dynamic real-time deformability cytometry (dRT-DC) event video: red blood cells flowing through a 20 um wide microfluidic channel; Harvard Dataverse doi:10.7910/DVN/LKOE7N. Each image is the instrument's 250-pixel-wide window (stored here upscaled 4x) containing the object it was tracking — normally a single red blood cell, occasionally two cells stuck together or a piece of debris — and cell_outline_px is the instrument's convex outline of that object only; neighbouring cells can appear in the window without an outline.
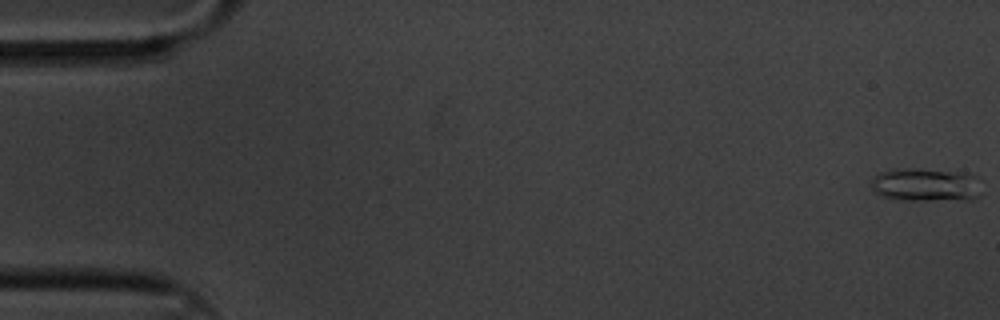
{"species": "common noctule bat (a hibernating species)", "species_latin": "Nyctalus noctula", "temperature_condition": "cold", "stored_images_in_passage": 9, "camera_frame_rate_fps": 3000, "um_per_image_px": 0.085, "animal": {"sex": "male", "body_mass_g": 20.1, "forearm_length_mm": 53.5}, "frame": {"image": 1, "passage_image": 1, "time_ms": 0.0, "image_size_px": [1000, 320], "cell_outline_px": [[980, 196], [972, 200], [900, 200], [880, 196], [872, 188], [872, 180], [880, 172], [892, 168], [920, 168], [956, 172], [976, 176]], "centroid_in_image_um": [78.66, 15.71], "position_along_channel_um": 6.3, "area_um2": 21.56}}
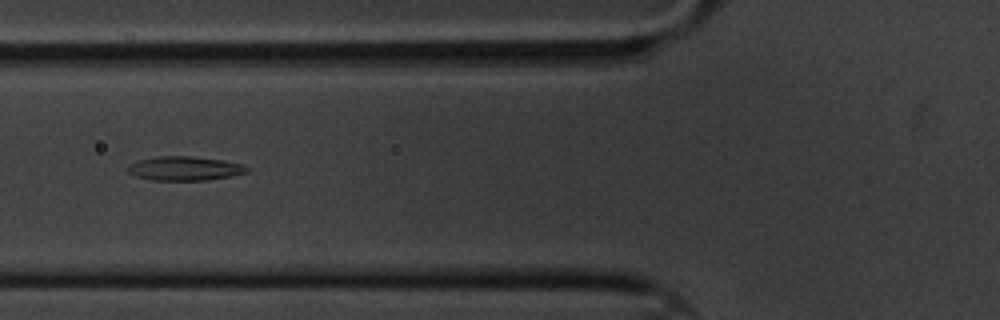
{"frame": {"image": 2, "passage_image": 7, "time_ms": 2.0, "image_size_px": [1000, 320], "cell_outline_px": [[248, 172], [232, 176], [208, 180], [152, 180], [136, 176], [128, 172], [128, 164], [140, 160], [156, 156], [188, 156], [224, 160], [244, 164], [248, 168]], "centroid_in_image_um": [15.72, 14.32], "position_along_channel_um": 110.1, "area_um2": 16.76}}
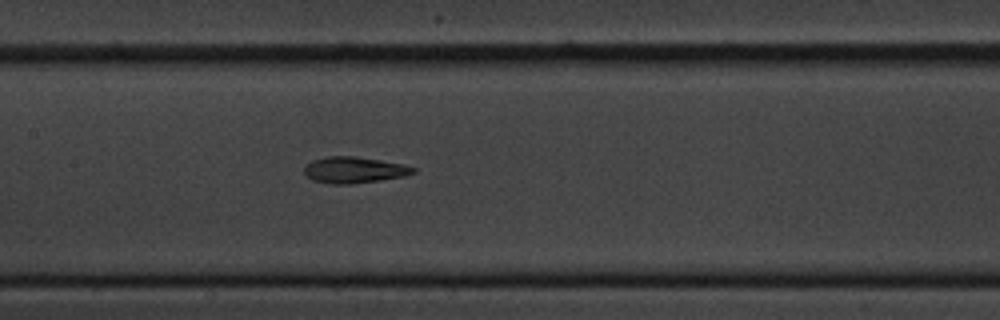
{"frame": {"image": 3, "passage_image": 9, "time_ms": 2.667, "image_size_px": [1000, 320], "cell_outline_px": [[416, 172], [404, 176], [380, 180], [352, 184], [332, 184], [312, 180], [304, 176], [304, 168], [312, 160], [328, 156], [356, 156], [404, 164], [416, 168]], "centroid_in_image_um": [30.09, 14.45], "position_along_channel_um": 177.3, "area_um2": 16.76}}